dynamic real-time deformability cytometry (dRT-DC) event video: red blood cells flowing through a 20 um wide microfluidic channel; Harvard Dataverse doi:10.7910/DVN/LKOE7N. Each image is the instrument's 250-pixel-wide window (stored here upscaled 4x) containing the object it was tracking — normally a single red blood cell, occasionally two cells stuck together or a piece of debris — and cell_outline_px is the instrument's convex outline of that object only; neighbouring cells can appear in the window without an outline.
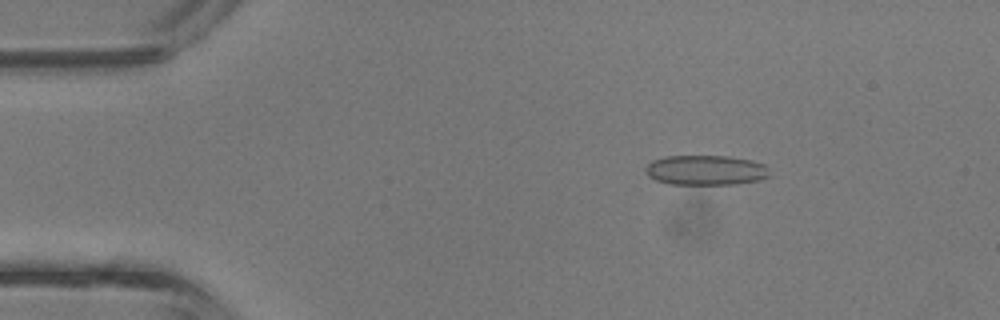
{"species": "common noctule bat (a hibernating species)", "species_latin": "Nyctalus noctula", "temperature_condition": "room temperature", "stored_images_in_passage": 5, "segment_of_instrument_passage": [1, 2], "camera_frame_rate_fps": 3000, "um_per_image_px": 0.085, "animal": {"sex": "male", "body_mass_g": 13.3}, "frame": {"image": 1, "passage_image": 2, "time_ms": 0.333, "image_size_px": [1000, 320], "cell_outline_px": [[768, 176], [760, 180], [736, 184], [668, 184], [656, 180], [648, 176], [644, 168], [652, 160], [668, 156], [728, 156], [752, 160], [764, 164], [768, 168]], "centroid_in_image_um": [59.98, 14.46], "position_along_channel_um": 25.0, "area_um2": 21.68}}